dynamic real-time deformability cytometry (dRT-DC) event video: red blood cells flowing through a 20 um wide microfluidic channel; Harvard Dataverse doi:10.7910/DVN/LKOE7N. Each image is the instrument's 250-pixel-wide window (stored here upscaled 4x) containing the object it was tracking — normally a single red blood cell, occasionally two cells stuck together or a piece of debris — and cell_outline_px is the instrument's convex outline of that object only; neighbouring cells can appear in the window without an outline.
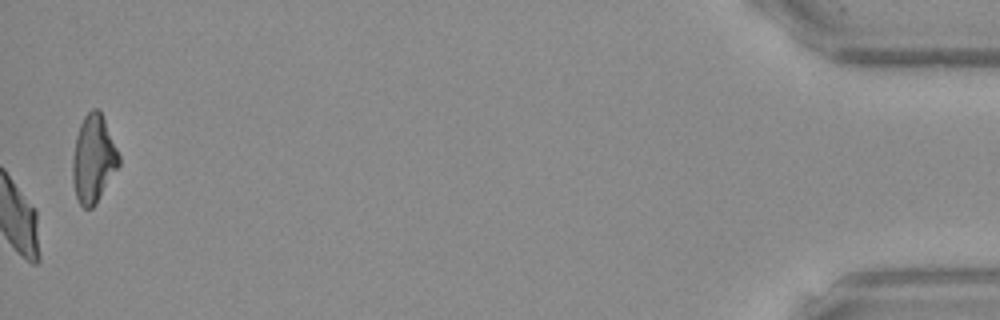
{"species": "Egyptian fruit bat (a non-hibernating species)", "species_latin": "Rousettus aegyptiacus", "temperature_condition": "warm", "stored_images_in_passage": 48, "camera_frame_rate_fps": 3000, "um_per_image_px": 0.085, "frame": {"image": 1, "passage_image": 48, "time_ms": 15.667, "image_size_px": [1000, 320], "cell_outline_px": [[120, 164], [96, 204], [92, 208], [84, 208], [80, 204], [76, 196], [72, 180], [72, 156], [76, 136], [80, 124], [84, 116], [92, 108], [96, 108], [100, 112], [104, 120], [120, 156]], "centroid_in_image_um": [7.92, 13.53], "position_along_channel_um": 427.3, "area_um2": 23.52}, "authors_computed_cell_mechanics": {"area_um2": 23.1778, "velocity_mm_per_s": 3.8969, "shape_relaxation_time_tau1_ms": 6.4188, "shape_relaxation_time_tau2_ms": 2.0632, "deformation_change_tau1": 0.1854, "deformation_change_tau2": 0.0845}}